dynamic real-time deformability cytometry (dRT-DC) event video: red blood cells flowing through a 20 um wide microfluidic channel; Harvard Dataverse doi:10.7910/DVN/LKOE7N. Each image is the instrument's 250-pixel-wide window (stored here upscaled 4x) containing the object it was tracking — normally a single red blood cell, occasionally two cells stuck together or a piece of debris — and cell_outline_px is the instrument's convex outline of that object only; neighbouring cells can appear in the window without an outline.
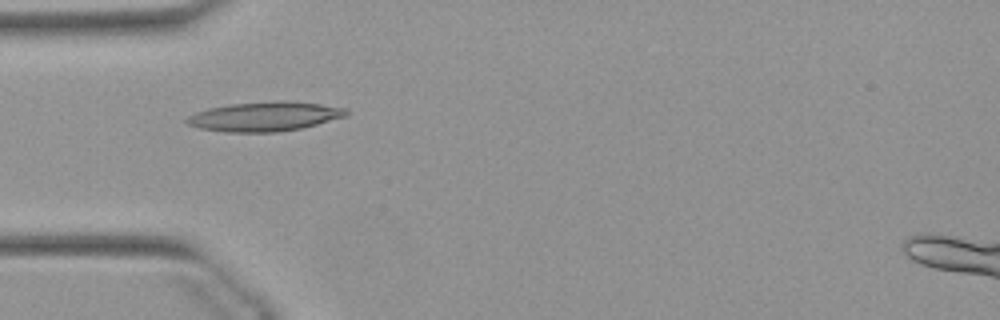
{"species": "Egyptian fruit bat (a non-hibernating species)", "species_latin": "Rousettus aegyptiacus", "temperature_condition": "warm", "stored_images_in_passage": 51, "camera_frame_rate_fps": 3000, "um_per_image_px": 0.085, "animal": {"sex": "female"}, "frame": {"image": 1, "passage_image": 15, "time_ms": 4.667, "image_size_px": [1000, 320], "cell_outline_px": [[348, 116], [300, 128], [276, 132], [224, 132], [200, 128], [188, 124], [184, 120], [188, 116], [196, 112], [208, 108], [232, 104], [276, 100], [284, 100], [320, 104], [348, 108]], "centroid_in_image_um": [22.51, 9.89], "position_along_channel_um": 62.5, "area_um2": 27.34}}
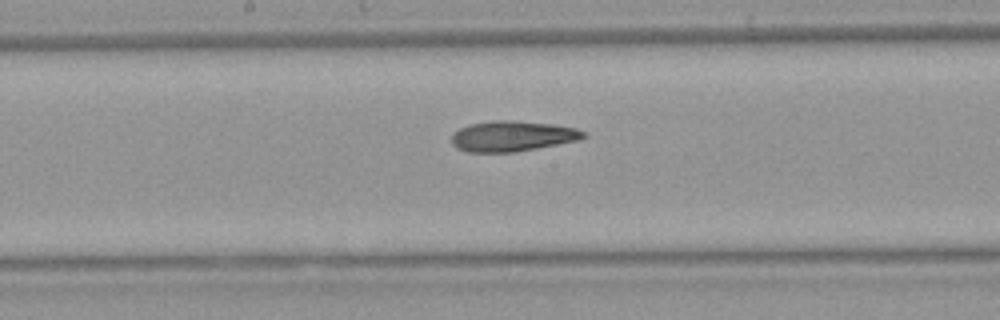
{"frame": {"image": 2, "passage_image": 26, "time_ms": 8.333, "image_size_px": [1000, 320], "cell_outline_px": [[588, 136], [576, 140], [536, 148], [512, 152], [468, 152], [456, 148], [452, 144], [452, 132], [468, 124], [492, 120], [512, 120], [552, 124], [576, 128], [584, 132]], "centroid_in_image_um": [43.49, 11.56], "position_along_channel_um": 204.7, "area_um2": 23.35}}
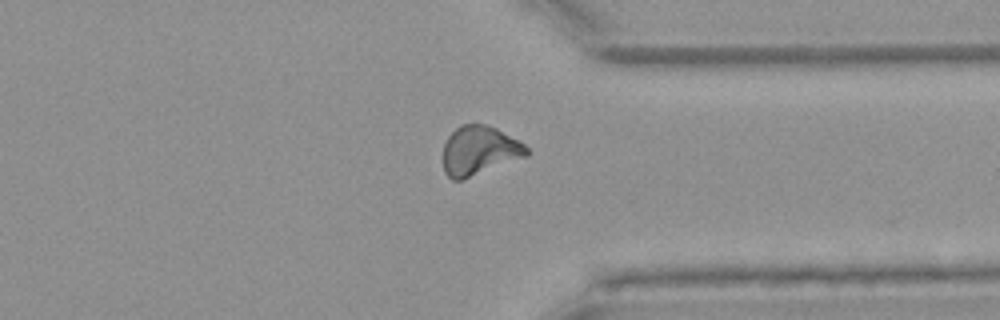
{"frame": {"image": 3, "passage_image": 39, "time_ms": 12.667, "image_size_px": [1000, 320], "cell_outline_px": [[528, 156], [464, 180], [452, 180], [444, 172], [444, 144], [448, 136], [460, 124], [488, 124], [496, 128], [524, 144], [528, 148]], "centroid_in_image_um": [40.74, 12.81], "position_along_channel_um": 370.7, "area_um2": 24.04}, "authors_computed_cell_mechanics": {"area_um2": 23.698, "velocity_mm_per_s": 3.9017, "shape_relaxation_time_tau1_ms": 10.1738, "shape_relaxation_time_tau2_ms": 5.2019, "deformation_change_tau1": 0.2434, "deformation_change_tau2": 0.1468}}